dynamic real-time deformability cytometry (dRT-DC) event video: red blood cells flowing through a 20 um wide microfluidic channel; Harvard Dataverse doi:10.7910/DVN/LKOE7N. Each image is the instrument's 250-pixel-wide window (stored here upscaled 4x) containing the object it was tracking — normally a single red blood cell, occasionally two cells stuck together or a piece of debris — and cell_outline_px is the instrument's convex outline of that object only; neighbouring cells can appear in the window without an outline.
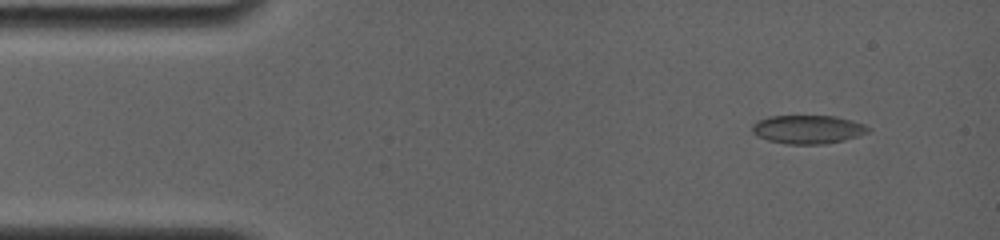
{"species": "common noctule bat (a hibernating species)", "species_latin": "Nyctalus noctula", "temperature_condition": "room temperature", "stored_images_in_passage": 26, "camera_frame_rate_fps": 4000, "um_per_image_px": 0.085, "animal": {"sex": "female", "body_mass_g": 19.0, "forearm_length_mm": 56.7}, "frame": {"image": 1, "passage_image": 8, "time_ms": 1.25, "image_size_px": [1000, 240], "cell_outline_px": [[872, 128], [868, 132], [844, 140], [824, 144], [788, 144], [768, 140], [756, 136], [752, 132], [752, 124], [756, 120], [772, 116], [836, 116], [852, 120], [864, 124]], "centroid_in_image_um": [68.65, 10.99], "position_along_channel_um": 16.3, "area_um2": 19.36}}
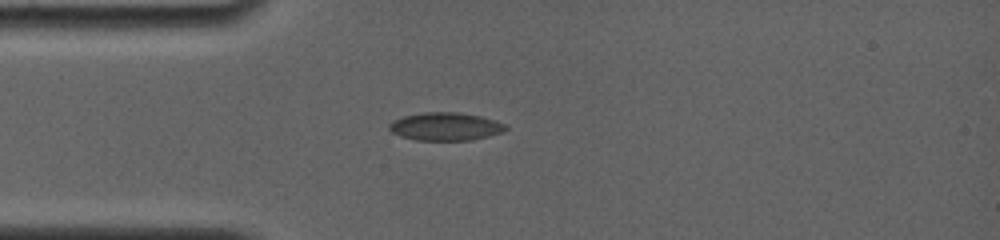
{"frame": {"image": 2, "passage_image": 23, "time_ms": 4.0, "image_size_px": [1000, 240], "cell_outline_px": [[508, 128], [504, 132], [472, 140], [416, 140], [400, 136], [392, 132], [388, 128], [388, 124], [392, 120], [404, 116], [424, 112], [456, 112], [480, 116], [504, 124]], "centroid_in_image_um": [37.83, 10.76], "position_along_channel_um": 47.2, "area_um2": 18.96}}